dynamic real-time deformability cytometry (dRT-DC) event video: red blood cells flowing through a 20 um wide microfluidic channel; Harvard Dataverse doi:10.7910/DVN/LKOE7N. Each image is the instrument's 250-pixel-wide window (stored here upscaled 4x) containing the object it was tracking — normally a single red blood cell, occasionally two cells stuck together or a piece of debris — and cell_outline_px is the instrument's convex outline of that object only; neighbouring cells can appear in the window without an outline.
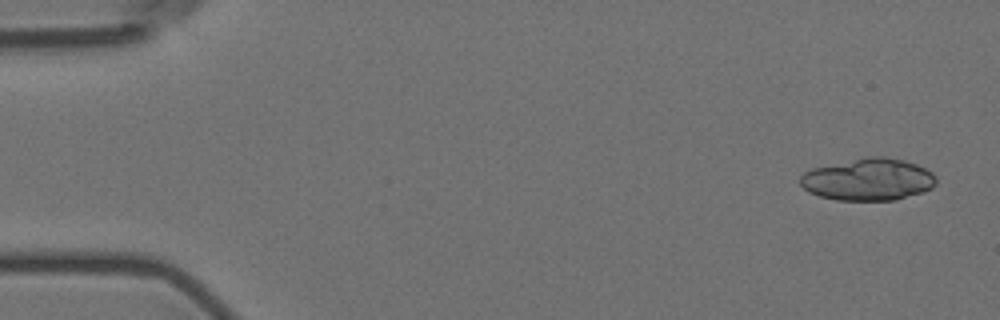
{"species": "Egyptian fruit bat (a non-hibernating species)", "species_latin": "Rousettus aegyptiacus", "temperature_condition": "room temperature", "stored_images_in_passage": 6, "camera_frame_rate_fps": 3000, "um_per_image_px": 0.085, "animal": {"sex": "female"}, "frame": {"image": 1, "passage_image": 1, "time_ms": 0.0, "image_size_px": [1000, 320], "cell_outline_px": [[936, 184], [932, 188], [924, 192], [896, 200], [836, 200], [820, 196], [808, 192], [800, 184], [800, 176], [804, 172], [812, 168], [868, 156], [884, 156], [904, 160], [916, 164], [932, 172], [936, 176]], "centroid_in_image_um": [73.81, 15.26], "position_along_channel_um": 11.2, "area_um2": 33.52}}